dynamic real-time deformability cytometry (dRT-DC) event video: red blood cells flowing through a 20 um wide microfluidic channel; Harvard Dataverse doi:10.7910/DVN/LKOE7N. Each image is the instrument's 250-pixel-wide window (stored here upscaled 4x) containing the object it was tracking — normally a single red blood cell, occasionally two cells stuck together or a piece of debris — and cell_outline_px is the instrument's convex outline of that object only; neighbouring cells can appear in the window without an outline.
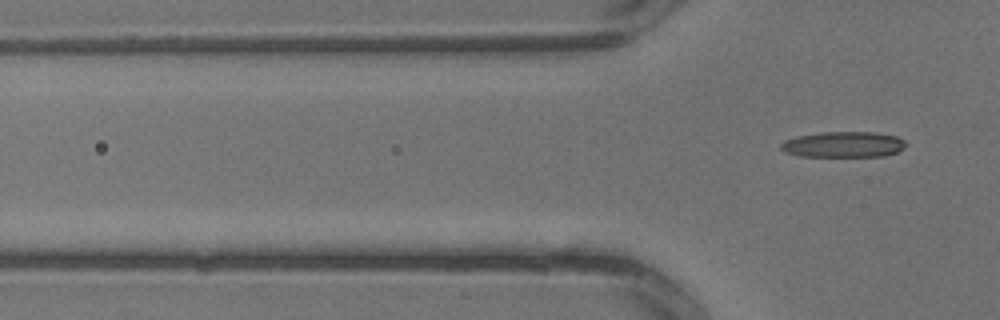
{"species": "common noctule bat (a hibernating species)", "species_latin": "Nyctalus noctula", "temperature_condition": "warm", "stored_images_in_passage": 3, "camera_frame_rate_fps": 3000, "um_per_image_px": 0.085, "animal": {"sex": "male", "body_mass_g": 13.3}, "frame": {"image": 1, "passage_image": 3, "time_ms": 0.667, "image_size_px": [1000, 320], "cell_outline_px": [[908, 144], [904, 148], [896, 152], [884, 156], [800, 156], [784, 152], [780, 148], [780, 144], [784, 140], [796, 136], [820, 132], [876, 132], [896, 136], [904, 140]], "centroid_in_image_um": [71.68, 12.27], "position_along_channel_um": 54.1, "area_um2": 18.9}}